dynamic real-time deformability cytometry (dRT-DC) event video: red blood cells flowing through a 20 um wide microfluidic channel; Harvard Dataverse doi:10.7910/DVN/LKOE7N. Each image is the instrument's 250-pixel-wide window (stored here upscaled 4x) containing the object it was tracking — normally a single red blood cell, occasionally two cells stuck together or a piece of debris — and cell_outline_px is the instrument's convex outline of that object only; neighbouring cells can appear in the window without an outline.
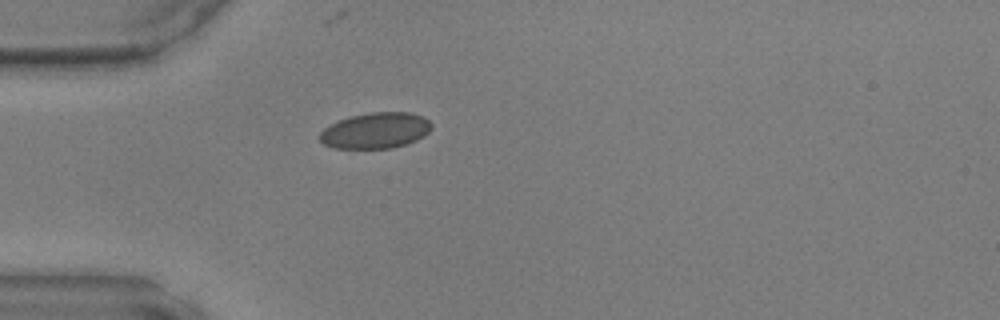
{"species": "common noctule bat (a hibernating species)", "species_latin": "Nyctalus noctula", "temperature_condition": "warm", "stored_images_in_passage": 35, "camera_frame_rate_fps": 3000, "um_per_image_px": 0.085, "animal": {"sex": "male", "body_mass_g": 17.9, "forearm_length_mm": 54.2}, "frame": {"image": 1, "passage_image": 1, "time_ms": 0.0, "image_size_px": [1000, 320], "cell_outline_px": [[432, 128], [424, 136], [408, 144], [392, 148], [332, 148], [324, 144], [320, 140], [320, 132], [324, 128], [340, 120], [352, 116], [372, 112], [412, 112], [428, 120], [432, 124]], "centroid_in_image_um": [31.95, 11.1], "position_along_channel_um": 53.1, "area_um2": 23.29}}
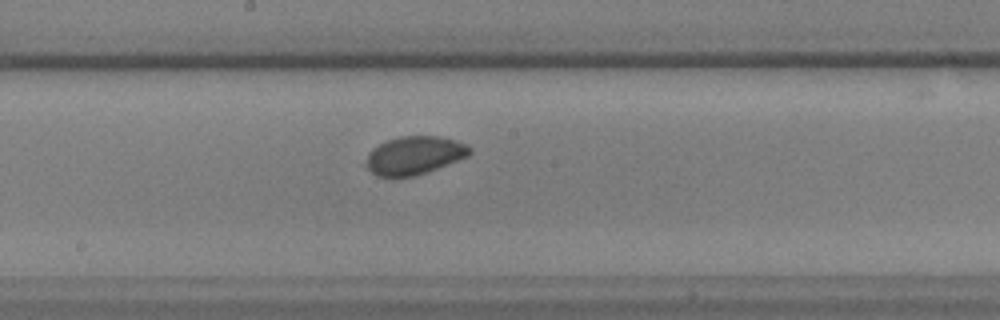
{"frame": {"image": 2, "passage_image": 13, "time_ms": 4.0, "image_size_px": [1000, 320], "cell_outline_px": [[472, 152], [468, 156], [416, 176], [376, 176], [368, 168], [368, 152], [372, 148], [388, 140], [400, 136], [440, 136], [456, 140], [472, 148]], "centroid_in_image_um": [35.25, 13.19], "position_along_channel_um": 213.0, "area_um2": 22.77}}
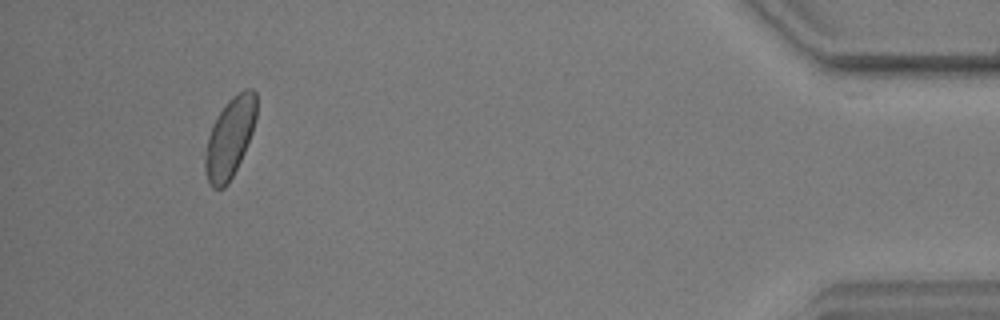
{"frame": {"image": 3, "passage_image": 32, "time_ms": 10.333, "image_size_px": [1000, 320], "cell_outline_px": [[256, 120], [252, 132], [244, 152], [228, 184], [224, 188], [212, 188], [208, 184], [204, 168], [204, 156], [208, 136], [212, 124], [228, 100], [232, 96], [244, 88], [252, 88], [256, 92]], "centroid_in_image_um": [19.52, 11.7], "position_along_channel_um": 415.7, "area_um2": 23.99}}